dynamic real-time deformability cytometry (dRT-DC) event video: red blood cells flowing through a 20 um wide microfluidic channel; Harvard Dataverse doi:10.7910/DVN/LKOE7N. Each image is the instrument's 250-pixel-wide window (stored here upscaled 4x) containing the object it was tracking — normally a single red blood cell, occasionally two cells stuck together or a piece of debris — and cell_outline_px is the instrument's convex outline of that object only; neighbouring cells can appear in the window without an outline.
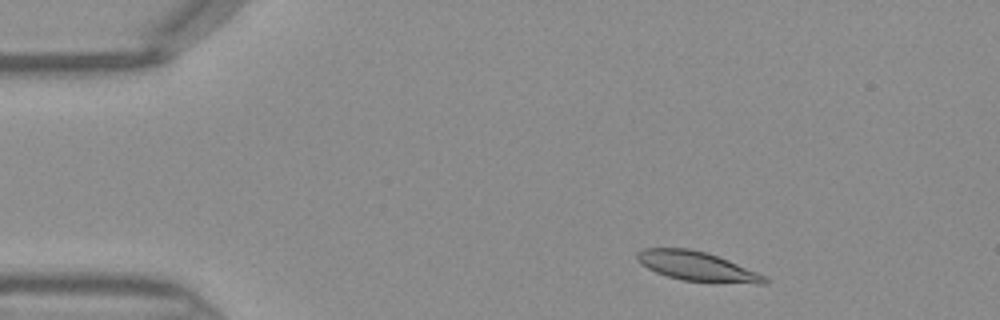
{"species": "Egyptian fruit bat (a non-hibernating species)", "species_latin": "Rousettus aegyptiacus", "temperature_condition": "warm", "stored_images_in_passage": 43, "camera_frame_rate_fps": 3000, "um_per_image_px": 0.085, "frame": {"image": 1, "passage_image": 4, "time_ms": 1.0, "image_size_px": [1000, 320], "cell_outline_px": [[768, 284], [756, 284], [684, 280], [668, 276], [656, 272], [640, 264], [636, 260], [636, 252], [644, 248], [688, 248], [704, 252], [728, 260], [756, 272], [764, 276], [768, 280]], "centroid_in_image_um": [59.2, 22.63], "position_along_channel_um": 25.8, "area_um2": 21.5}}
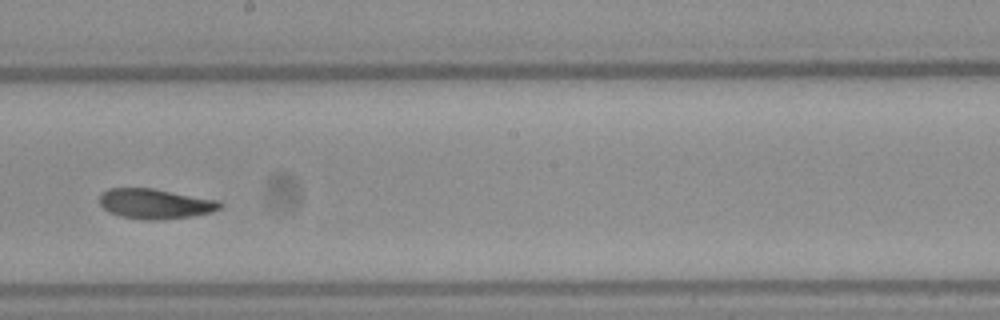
{"frame": {"image": 2, "passage_image": 23, "time_ms": 7.333, "image_size_px": [1000, 320], "cell_outline_px": [[224, 204], [220, 208], [212, 212], [192, 216], [156, 220], [148, 220], [120, 216], [108, 212], [100, 204], [100, 192], [108, 188], [152, 188], [220, 200]], "centroid_in_image_um": [13.2, 17.31], "position_along_channel_um": 235.0, "area_um2": 21.21}}
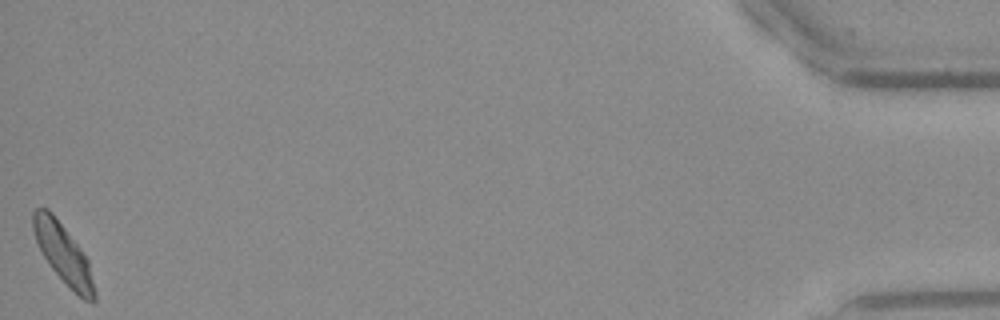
{"frame": {"image": 3, "passage_image": 43, "time_ms": 14.0, "image_size_px": [1000, 320], "cell_outline_px": [[96, 304], [92, 304], [84, 300], [48, 264], [36, 240], [32, 228], [32, 212], [36, 208], [48, 208], [52, 212], [80, 248], [88, 260], [96, 292]], "centroid_in_image_um": [5.39, 21.56], "position_along_channel_um": 429.8, "area_um2": 20.87}}